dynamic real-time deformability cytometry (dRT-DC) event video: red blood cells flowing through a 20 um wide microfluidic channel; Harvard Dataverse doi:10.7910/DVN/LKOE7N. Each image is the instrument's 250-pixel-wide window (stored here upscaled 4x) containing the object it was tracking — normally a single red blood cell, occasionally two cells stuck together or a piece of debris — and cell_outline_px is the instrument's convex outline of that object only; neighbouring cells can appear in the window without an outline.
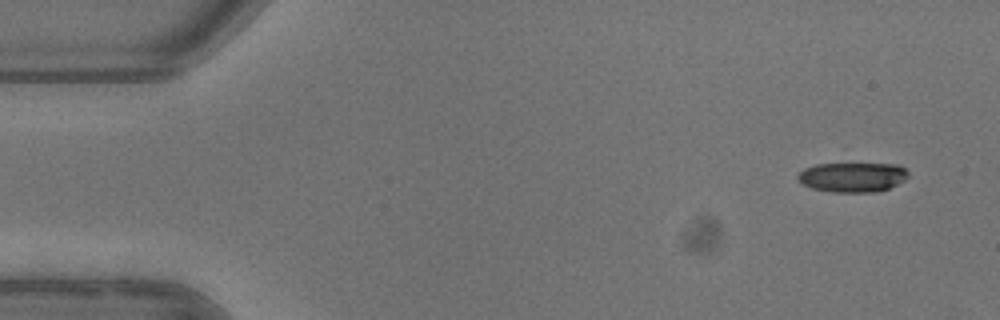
{"species": "common noctule bat (a hibernating species)", "species_latin": "Nyctalus noctula", "temperature_condition": "warm", "stored_images_in_passage": 4, "camera_frame_rate_fps": 3000, "um_per_image_px": 0.085, "animal": {"sex": "female"}, "frame": {"image": 1, "passage_image": 1, "time_ms": 0.0, "image_size_px": [1000, 320], "cell_outline_px": [[908, 176], [904, 180], [888, 188], [876, 192], [832, 192], [812, 188], [796, 180], [796, 176], [804, 168], [816, 164], [900, 164], [908, 172]], "centroid_in_image_um": [72.44, 15.05], "position_along_channel_um": 12.6, "area_um2": 19.07}}
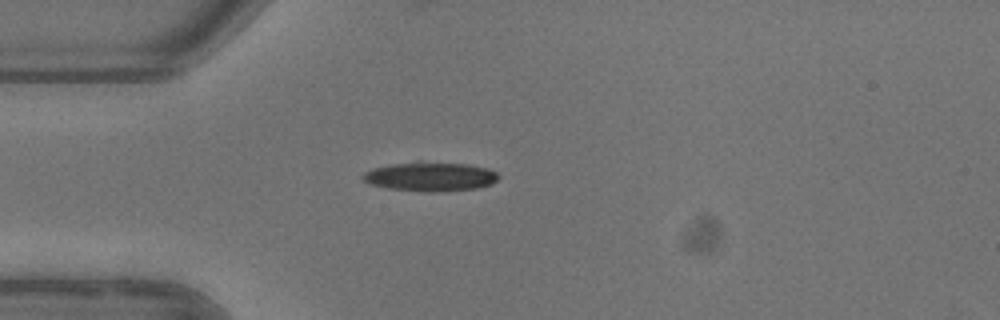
{"frame": {"image": 2, "passage_image": 4, "time_ms": 3.667, "image_size_px": [1000, 320], "cell_outline_px": [[500, 176], [492, 184], [476, 188], [432, 192], [388, 188], [372, 184], [364, 180], [364, 172], [372, 168], [392, 164], [416, 160], [420, 160], [468, 164], [488, 168], [496, 172]], "centroid_in_image_um": [36.61, 14.98], "position_along_channel_um": 48.4, "area_um2": 23.18}}